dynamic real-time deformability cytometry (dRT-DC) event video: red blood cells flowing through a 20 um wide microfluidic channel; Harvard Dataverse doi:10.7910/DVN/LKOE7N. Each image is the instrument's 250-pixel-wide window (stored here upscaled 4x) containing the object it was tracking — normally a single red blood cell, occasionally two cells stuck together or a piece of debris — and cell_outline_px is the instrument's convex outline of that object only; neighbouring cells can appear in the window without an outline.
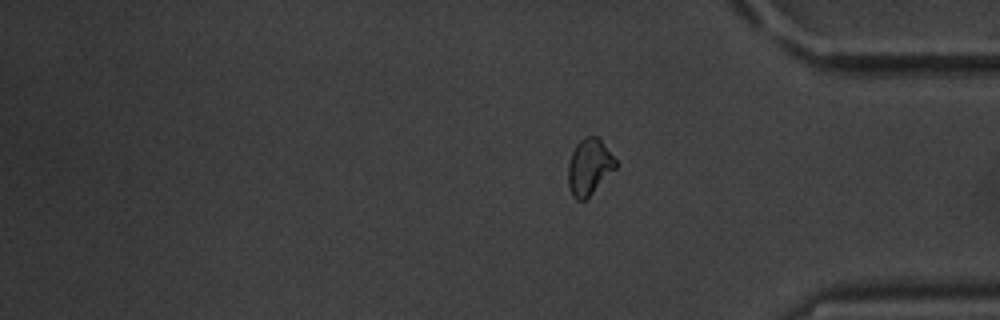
{"species": "common noctule bat (a hibernating species)", "species_latin": "Nyctalus noctula", "temperature_condition": "warm", "stored_images_in_passage": 13, "segment_of_instrument_passage": [2, 2], "camera_frame_rate_fps": 3000, "um_per_image_px": 0.085, "animal": {"sex": "male", "body_mass_g": 20.1, "forearm_length_mm": 53.5}, "frame": {"image": 1, "passage_image": 13, "time_ms": 17.667, "image_size_px": [1000, 320], "cell_outline_px": [[616, 168], [584, 200], [576, 200], [572, 196], [568, 184], [568, 164], [572, 152], [576, 144], [584, 136], [596, 136], [600, 140], [616, 160]], "centroid_in_image_um": [50.05, 14.17], "position_along_channel_um": 385.1, "area_um2": 15.26}}